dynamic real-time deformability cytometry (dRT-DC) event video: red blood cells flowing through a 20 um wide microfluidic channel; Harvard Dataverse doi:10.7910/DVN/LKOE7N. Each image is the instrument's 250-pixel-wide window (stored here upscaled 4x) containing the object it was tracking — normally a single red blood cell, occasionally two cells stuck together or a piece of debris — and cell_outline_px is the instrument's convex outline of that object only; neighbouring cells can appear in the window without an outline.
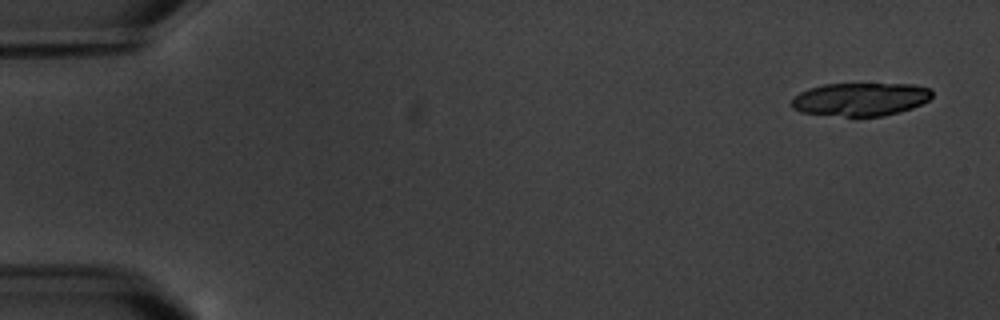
{"species": "common noctule bat (a hibernating species)", "species_latin": "Nyctalus noctula", "temperature_condition": "warm", "stored_images_in_passage": 4, "camera_frame_rate_fps": 3000, "um_per_image_px": 0.085, "animal": {"sex": "male", "body_mass_g": 20.1, "forearm_length_mm": 53.5}, "frame": {"image": 1, "passage_image": 1, "time_ms": 0.0, "image_size_px": [1000, 320], "cell_outline_px": [[932, 96], [928, 100], [912, 108], [884, 116], [844, 116], [800, 112], [792, 108], [792, 96], [808, 88], [824, 84], [912, 84], [932, 88]], "centroid_in_image_um": [73.13, 8.43], "position_along_channel_um": 11.9, "area_um2": 27.22}}